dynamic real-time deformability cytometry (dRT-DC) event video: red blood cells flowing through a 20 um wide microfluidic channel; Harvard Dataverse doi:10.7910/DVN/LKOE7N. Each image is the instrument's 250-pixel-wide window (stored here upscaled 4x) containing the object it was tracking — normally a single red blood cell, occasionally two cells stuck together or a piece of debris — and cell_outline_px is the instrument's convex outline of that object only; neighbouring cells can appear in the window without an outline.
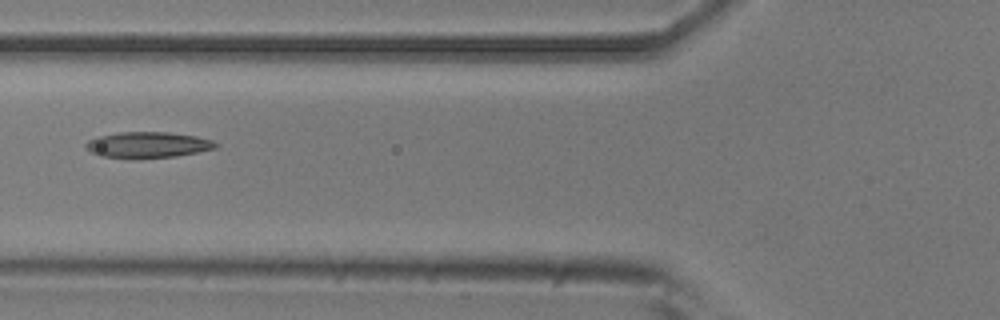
{"species": "common noctule bat (a hibernating species)", "species_latin": "Nyctalus noctula", "temperature_condition": "room temperature", "stored_images_in_passage": 2, "camera_frame_rate_fps": 3000, "um_per_image_px": 0.085, "animal": {"sex": "male", "body_mass_g": 20.5, "forearm_length_mm": 52.5}, "frame": {"image": 1, "passage_image": 2, "time_ms": 0.333, "image_size_px": [1000, 320], "cell_outline_px": [[220, 144], [216, 148], [176, 156], [128, 160], [100, 156], [92, 152], [84, 144], [88, 140], [96, 136], [120, 132], [168, 132], [196, 136], [212, 140]], "centroid_in_image_um": [12.53, 12.33], "position_along_channel_um": 113.3, "area_um2": 20.0}}